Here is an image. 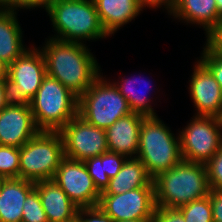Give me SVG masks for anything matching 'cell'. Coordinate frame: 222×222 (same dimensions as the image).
I'll return each mask as SVG.
<instances>
[{"label": "cell", "instance_id": "6da1fadb", "mask_svg": "<svg viewBox=\"0 0 222 222\" xmlns=\"http://www.w3.org/2000/svg\"><path fill=\"white\" fill-rule=\"evenodd\" d=\"M45 43L40 50L45 59L47 74L78 97L101 74L97 60L85 44L54 38L47 39Z\"/></svg>", "mask_w": 222, "mask_h": 222}, {"label": "cell", "instance_id": "7a4b0ae2", "mask_svg": "<svg viewBox=\"0 0 222 222\" xmlns=\"http://www.w3.org/2000/svg\"><path fill=\"white\" fill-rule=\"evenodd\" d=\"M158 207L179 208L209 195L205 164L182 160L153 179Z\"/></svg>", "mask_w": 222, "mask_h": 222}, {"label": "cell", "instance_id": "3957f363", "mask_svg": "<svg viewBox=\"0 0 222 222\" xmlns=\"http://www.w3.org/2000/svg\"><path fill=\"white\" fill-rule=\"evenodd\" d=\"M46 12L58 34L51 38L84 44L83 40L109 36L100 22L93 0H55Z\"/></svg>", "mask_w": 222, "mask_h": 222}, {"label": "cell", "instance_id": "277c9868", "mask_svg": "<svg viewBox=\"0 0 222 222\" xmlns=\"http://www.w3.org/2000/svg\"><path fill=\"white\" fill-rule=\"evenodd\" d=\"M137 158L154 179L183 160L180 136L175 137L158 116L145 117L139 131Z\"/></svg>", "mask_w": 222, "mask_h": 222}, {"label": "cell", "instance_id": "5b68a950", "mask_svg": "<svg viewBox=\"0 0 222 222\" xmlns=\"http://www.w3.org/2000/svg\"><path fill=\"white\" fill-rule=\"evenodd\" d=\"M29 105L40 131L59 132L78 115V96L48 74Z\"/></svg>", "mask_w": 222, "mask_h": 222}, {"label": "cell", "instance_id": "8992f818", "mask_svg": "<svg viewBox=\"0 0 222 222\" xmlns=\"http://www.w3.org/2000/svg\"><path fill=\"white\" fill-rule=\"evenodd\" d=\"M64 158L60 133L40 131L20 148L19 178L34 183L52 180Z\"/></svg>", "mask_w": 222, "mask_h": 222}, {"label": "cell", "instance_id": "52a82bcc", "mask_svg": "<svg viewBox=\"0 0 222 222\" xmlns=\"http://www.w3.org/2000/svg\"><path fill=\"white\" fill-rule=\"evenodd\" d=\"M132 113L124 96L114 83L100 74L78 97V115L87 123L106 130L118 119Z\"/></svg>", "mask_w": 222, "mask_h": 222}, {"label": "cell", "instance_id": "ba28073f", "mask_svg": "<svg viewBox=\"0 0 222 222\" xmlns=\"http://www.w3.org/2000/svg\"><path fill=\"white\" fill-rule=\"evenodd\" d=\"M180 131L182 158L206 164L222 146V118L194 116Z\"/></svg>", "mask_w": 222, "mask_h": 222}, {"label": "cell", "instance_id": "9c48e42d", "mask_svg": "<svg viewBox=\"0 0 222 222\" xmlns=\"http://www.w3.org/2000/svg\"><path fill=\"white\" fill-rule=\"evenodd\" d=\"M32 48V49H31ZM8 65L7 81L11 101L29 102L47 75L46 63L40 48L31 47Z\"/></svg>", "mask_w": 222, "mask_h": 222}, {"label": "cell", "instance_id": "30bf717a", "mask_svg": "<svg viewBox=\"0 0 222 222\" xmlns=\"http://www.w3.org/2000/svg\"><path fill=\"white\" fill-rule=\"evenodd\" d=\"M65 157L85 161L108 151L106 132L83 120L72 118L60 131Z\"/></svg>", "mask_w": 222, "mask_h": 222}, {"label": "cell", "instance_id": "8fae6325", "mask_svg": "<svg viewBox=\"0 0 222 222\" xmlns=\"http://www.w3.org/2000/svg\"><path fill=\"white\" fill-rule=\"evenodd\" d=\"M98 206L112 222L152 219L156 210L154 186L140 187L117 195L101 194Z\"/></svg>", "mask_w": 222, "mask_h": 222}, {"label": "cell", "instance_id": "7c38bea8", "mask_svg": "<svg viewBox=\"0 0 222 222\" xmlns=\"http://www.w3.org/2000/svg\"><path fill=\"white\" fill-rule=\"evenodd\" d=\"M53 180L78 208L98 206L101 193L95 187L83 161L65 157Z\"/></svg>", "mask_w": 222, "mask_h": 222}, {"label": "cell", "instance_id": "4fadbf2b", "mask_svg": "<svg viewBox=\"0 0 222 222\" xmlns=\"http://www.w3.org/2000/svg\"><path fill=\"white\" fill-rule=\"evenodd\" d=\"M39 132L29 102L11 101L0 111V145L21 148Z\"/></svg>", "mask_w": 222, "mask_h": 222}, {"label": "cell", "instance_id": "5bb4252c", "mask_svg": "<svg viewBox=\"0 0 222 222\" xmlns=\"http://www.w3.org/2000/svg\"><path fill=\"white\" fill-rule=\"evenodd\" d=\"M191 76L189 91L196 116L222 118V88L209 69L198 60Z\"/></svg>", "mask_w": 222, "mask_h": 222}, {"label": "cell", "instance_id": "9a60e30c", "mask_svg": "<svg viewBox=\"0 0 222 222\" xmlns=\"http://www.w3.org/2000/svg\"><path fill=\"white\" fill-rule=\"evenodd\" d=\"M145 117L130 113L118 119L106 132L108 151L122 154L127 158H137L139 131Z\"/></svg>", "mask_w": 222, "mask_h": 222}, {"label": "cell", "instance_id": "2e32d148", "mask_svg": "<svg viewBox=\"0 0 222 222\" xmlns=\"http://www.w3.org/2000/svg\"><path fill=\"white\" fill-rule=\"evenodd\" d=\"M171 14L174 18L202 26L206 31L207 40L218 31L222 24L216 0H175Z\"/></svg>", "mask_w": 222, "mask_h": 222}, {"label": "cell", "instance_id": "e0dca14e", "mask_svg": "<svg viewBox=\"0 0 222 222\" xmlns=\"http://www.w3.org/2000/svg\"><path fill=\"white\" fill-rule=\"evenodd\" d=\"M48 222H72L77 218L78 207L52 180L35 182Z\"/></svg>", "mask_w": 222, "mask_h": 222}, {"label": "cell", "instance_id": "ac0fdd59", "mask_svg": "<svg viewBox=\"0 0 222 222\" xmlns=\"http://www.w3.org/2000/svg\"><path fill=\"white\" fill-rule=\"evenodd\" d=\"M35 183L22 178L3 179L0 184V222H21L23 203Z\"/></svg>", "mask_w": 222, "mask_h": 222}, {"label": "cell", "instance_id": "d6986e66", "mask_svg": "<svg viewBox=\"0 0 222 222\" xmlns=\"http://www.w3.org/2000/svg\"><path fill=\"white\" fill-rule=\"evenodd\" d=\"M100 22L110 36L143 11L137 0H93Z\"/></svg>", "mask_w": 222, "mask_h": 222}, {"label": "cell", "instance_id": "ffe728a7", "mask_svg": "<svg viewBox=\"0 0 222 222\" xmlns=\"http://www.w3.org/2000/svg\"><path fill=\"white\" fill-rule=\"evenodd\" d=\"M16 15V10L0 8V59L7 65L28 49L23 45L22 29Z\"/></svg>", "mask_w": 222, "mask_h": 222}, {"label": "cell", "instance_id": "44dd1931", "mask_svg": "<svg viewBox=\"0 0 222 222\" xmlns=\"http://www.w3.org/2000/svg\"><path fill=\"white\" fill-rule=\"evenodd\" d=\"M145 186H154L145 166L138 158H127L101 194L117 195Z\"/></svg>", "mask_w": 222, "mask_h": 222}, {"label": "cell", "instance_id": "7402d4cb", "mask_svg": "<svg viewBox=\"0 0 222 222\" xmlns=\"http://www.w3.org/2000/svg\"><path fill=\"white\" fill-rule=\"evenodd\" d=\"M140 78H139V80H140ZM137 79L136 78H134V79H130V78L123 79V77H122V80L120 82L121 84L119 83V81L117 83L116 82H113V83L117 87L118 91L127 100L132 113H136V114L142 115L144 117L157 116V114L154 112V109L150 105L152 100L149 99V96L145 95V90H147V91L151 90L150 89L151 87H150L149 83H146V81H144V82L142 81V83H145V85H147V87L144 85V87H145L144 94L142 92L139 93V91L137 90V88L135 86L136 83H139V81Z\"/></svg>", "mask_w": 222, "mask_h": 222}, {"label": "cell", "instance_id": "603a6c76", "mask_svg": "<svg viewBox=\"0 0 222 222\" xmlns=\"http://www.w3.org/2000/svg\"><path fill=\"white\" fill-rule=\"evenodd\" d=\"M185 222H213L212 205L209 195L198 200H194L178 208Z\"/></svg>", "mask_w": 222, "mask_h": 222}, {"label": "cell", "instance_id": "cb8c5ba5", "mask_svg": "<svg viewBox=\"0 0 222 222\" xmlns=\"http://www.w3.org/2000/svg\"><path fill=\"white\" fill-rule=\"evenodd\" d=\"M20 148L0 145V175L4 179L19 178Z\"/></svg>", "mask_w": 222, "mask_h": 222}, {"label": "cell", "instance_id": "d4e9b609", "mask_svg": "<svg viewBox=\"0 0 222 222\" xmlns=\"http://www.w3.org/2000/svg\"><path fill=\"white\" fill-rule=\"evenodd\" d=\"M202 56L199 59L212 73L215 80L222 88V51H220L210 40H206Z\"/></svg>", "mask_w": 222, "mask_h": 222}, {"label": "cell", "instance_id": "484cf974", "mask_svg": "<svg viewBox=\"0 0 222 222\" xmlns=\"http://www.w3.org/2000/svg\"><path fill=\"white\" fill-rule=\"evenodd\" d=\"M23 216L21 222H48L43 209L39 193L34 188L23 203Z\"/></svg>", "mask_w": 222, "mask_h": 222}, {"label": "cell", "instance_id": "4316f807", "mask_svg": "<svg viewBox=\"0 0 222 222\" xmlns=\"http://www.w3.org/2000/svg\"><path fill=\"white\" fill-rule=\"evenodd\" d=\"M84 163L95 187L100 193H102L108 186L110 177H108L106 172H104L103 164L101 162V155L86 159Z\"/></svg>", "mask_w": 222, "mask_h": 222}, {"label": "cell", "instance_id": "83f0119b", "mask_svg": "<svg viewBox=\"0 0 222 222\" xmlns=\"http://www.w3.org/2000/svg\"><path fill=\"white\" fill-rule=\"evenodd\" d=\"M205 166L210 189L222 190V146Z\"/></svg>", "mask_w": 222, "mask_h": 222}, {"label": "cell", "instance_id": "f1b7e54d", "mask_svg": "<svg viewBox=\"0 0 222 222\" xmlns=\"http://www.w3.org/2000/svg\"><path fill=\"white\" fill-rule=\"evenodd\" d=\"M126 159V156L115 152L107 151L101 154L104 172H106L107 176L110 178L116 176Z\"/></svg>", "mask_w": 222, "mask_h": 222}, {"label": "cell", "instance_id": "f546056e", "mask_svg": "<svg viewBox=\"0 0 222 222\" xmlns=\"http://www.w3.org/2000/svg\"><path fill=\"white\" fill-rule=\"evenodd\" d=\"M77 220L79 222H112L99 206L78 208Z\"/></svg>", "mask_w": 222, "mask_h": 222}, {"label": "cell", "instance_id": "4dcf8cb0", "mask_svg": "<svg viewBox=\"0 0 222 222\" xmlns=\"http://www.w3.org/2000/svg\"><path fill=\"white\" fill-rule=\"evenodd\" d=\"M152 222H185V218L178 208L156 206Z\"/></svg>", "mask_w": 222, "mask_h": 222}, {"label": "cell", "instance_id": "1f68e13d", "mask_svg": "<svg viewBox=\"0 0 222 222\" xmlns=\"http://www.w3.org/2000/svg\"><path fill=\"white\" fill-rule=\"evenodd\" d=\"M209 199L212 205L213 222H222V190L210 189Z\"/></svg>", "mask_w": 222, "mask_h": 222}, {"label": "cell", "instance_id": "d6a6232c", "mask_svg": "<svg viewBox=\"0 0 222 222\" xmlns=\"http://www.w3.org/2000/svg\"><path fill=\"white\" fill-rule=\"evenodd\" d=\"M55 0H16L9 8L13 10H18L19 8L33 9L37 7H43L45 10L54 2ZM18 8V9H17Z\"/></svg>", "mask_w": 222, "mask_h": 222}, {"label": "cell", "instance_id": "836d02e7", "mask_svg": "<svg viewBox=\"0 0 222 222\" xmlns=\"http://www.w3.org/2000/svg\"><path fill=\"white\" fill-rule=\"evenodd\" d=\"M139 6L142 8L144 7H151V8H156V7H160L165 6L164 8H166V10H168V14L171 15L173 8H174V4H175V0H137Z\"/></svg>", "mask_w": 222, "mask_h": 222}, {"label": "cell", "instance_id": "e575fe53", "mask_svg": "<svg viewBox=\"0 0 222 222\" xmlns=\"http://www.w3.org/2000/svg\"><path fill=\"white\" fill-rule=\"evenodd\" d=\"M10 102V88L8 81L7 79H0V111L4 109Z\"/></svg>", "mask_w": 222, "mask_h": 222}, {"label": "cell", "instance_id": "d590c367", "mask_svg": "<svg viewBox=\"0 0 222 222\" xmlns=\"http://www.w3.org/2000/svg\"><path fill=\"white\" fill-rule=\"evenodd\" d=\"M220 51H222V24L218 31L209 39Z\"/></svg>", "mask_w": 222, "mask_h": 222}, {"label": "cell", "instance_id": "8d00e7d4", "mask_svg": "<svg viewBox=\"0 0 222 222\" xmlns=\"http://www.w3.org/2000/svg\"><path fill=\"white\" fill-rule=\"evenodd\" d=\"M8 65L0 59V79H7Z\"/></svg>", "mask_w": 222, "mask_h": 222}, {"label": "cell", "instance_id": "74e56055", "mask_svg": "<svg viewBox=\"0 0 222 222\" xmlns=\"http://www.w3.org/2000/svg\"><path fill=\"white\" fill-rule=\"evenodd\" d=\"M16 0H0V8H9Z\"/></svg>", "mask_w": 222, "mask_h": 222}, {"label": "cell", "instance_id": "f35d334b", "mask_svg": "<svg viewBox=\"0 0 222 222\" xmlns=\"http://www.w3.org/2000/svg\"><path fill=\"white\" fill-rule=\"evenodd\" d=\"M216 6L218 9V15L222 19V0H216Z\"/></svg>", "mask_w": 222, "mask_h": 222}, {"label": "cell", "instance_id": "ab89813d", "mask_svg": "<svg viewBox=\"0 0 222 222\" xmlns=\"http://www.w3.org/2000/svg\"><path fill=\"white\" fill-rule=\"evenodd\" d=\"M118 222H152V219H142V220H122Z\"/></svg>", "mask_w": 222, "mask_h": 222}, {"label": "cell", "instance_id": "60d3db41", "mask_svg": "<svg viewBox=\"0 0 222 222\" xmlns=\"http://www.w3.org/2000/svg\"><path fill=\"white\" fill-rule=\"evenodd\" d=\"M3 177L0 175V184H1V182L3 181Z\"/></svg>", "mask_w": 222, "mask_h": 222}]
</instances>
